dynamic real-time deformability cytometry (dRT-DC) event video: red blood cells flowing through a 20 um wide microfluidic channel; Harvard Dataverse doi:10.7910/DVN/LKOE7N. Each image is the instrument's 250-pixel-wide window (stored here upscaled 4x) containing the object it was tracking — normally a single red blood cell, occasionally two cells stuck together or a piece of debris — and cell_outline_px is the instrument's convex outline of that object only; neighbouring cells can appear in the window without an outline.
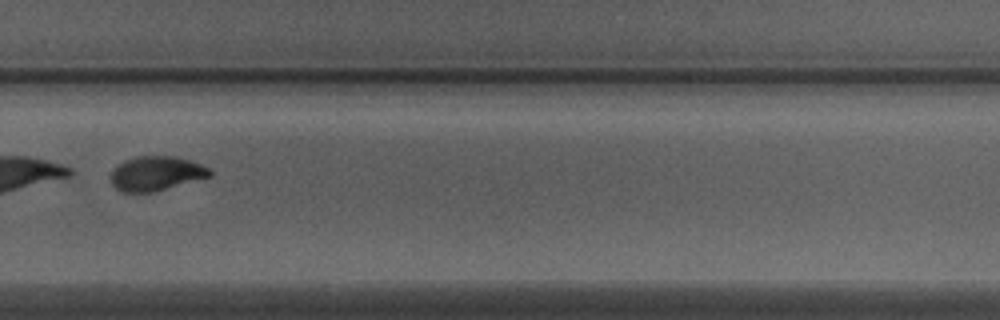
{"species": "Egyptian fruit bat (a non-hibernating species)", "species_latin": "Rousettus aegyptiacus", "temperature_condition": "warm", "stored_images_in_passage": 28, "camera_frame_rate_fps": 3000, "um_per_image_px": 0.085, "animal": {"sex": "male"}, "frame": {"image": 1, "passage_image": 20, "time_ms": 6.333, "image_size_px": [1000, 320], "cell_outline_px": [[212, 176], [152, 192], [120, 192], [112, 184], [112, 172], [124, 160], [140, 156], [176, 156], [192, 160], [208, 168], [212, 172]], "centroid_in_image_um": [13.3, 14.74], "position_along_channel_um": 316.5, "area_um2": 19.65}, "authors_computed_cell_mechanics": {"area_um2": 21.0103, "velocity_mm_per_s": 4.0396, "shape_relaxation_time_tau1_ms": 2.0321, "shape_relaxation_time_tau2_ms": 1.7504, "deformation_change_tau1": 0.3584, "deformation_change_tau2": 0.0707}}